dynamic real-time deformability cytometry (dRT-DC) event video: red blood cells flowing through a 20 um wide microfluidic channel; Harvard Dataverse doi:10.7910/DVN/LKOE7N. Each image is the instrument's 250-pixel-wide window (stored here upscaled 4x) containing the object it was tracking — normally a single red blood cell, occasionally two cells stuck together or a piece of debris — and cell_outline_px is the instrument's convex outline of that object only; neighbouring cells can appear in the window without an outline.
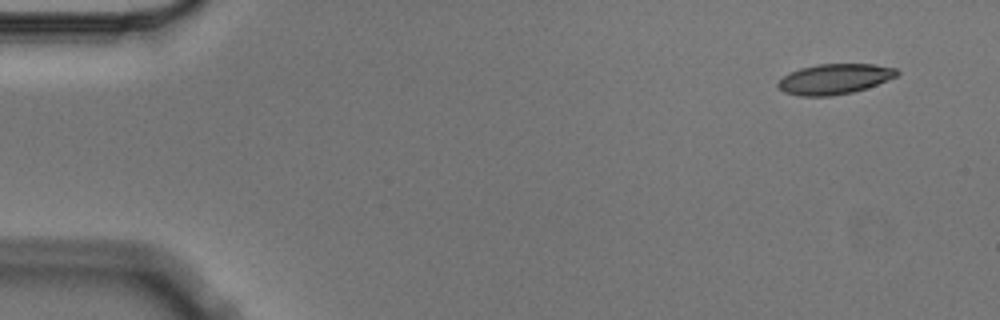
{"species": "Egyptian fruit bat (a non-hibernating species)", "species_latin": "Rousettus aegyptiacus", "temperature_condition": "cold", "stored_images_in_passage": 7, "camera_frame_rate_fps": 3000, "um_per_image_px": 0.085, "animal": {"sex": "male"}, "frame": {"image": 1, "passage_image": 1, "time_ms": 0.0, "image_size_px": [1000, 320], "cell_outline_px": [[900, 72], [896, 76], [876, 84], [852, 92], [832, 96], [800, 96], [784, 92], [776, 84], [784, 76], [800, 68], [816, 64], [872, 64], [896, 68]], "centroid_in_image_um": [70.92, 6.71], "position_along_channel_um": 14.1, "area_um2": 20.75}}
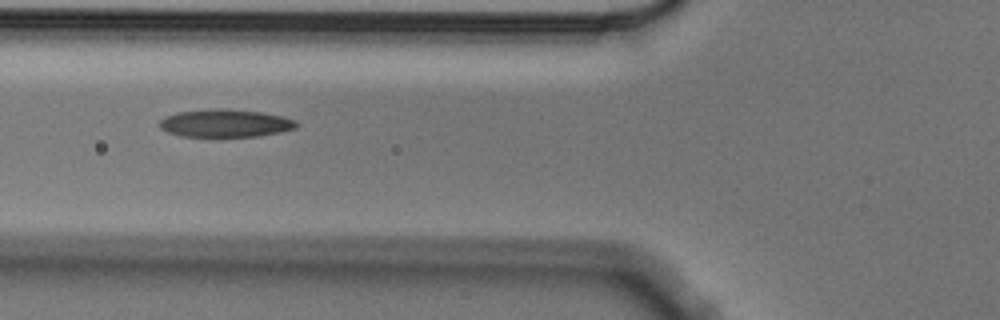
{"frame": {"image": 2, "passage_image": 6, "time_ms": 1.667, "image_size_px": [1000, 320], "cell_outline_px": [[300, 124], [296, 128], [280, 132], [256, 136], [184, 136], [168, 132], [160, 128], [160, 120], [164, 116], [176, 112], [212, 108], [228, 108], [264, 112], [284, 116], [296, 120]], "centroid_in_image_um": [19.18, 10.45], "position_along_channel_um": 106.6, "area_um2": 22.43}}
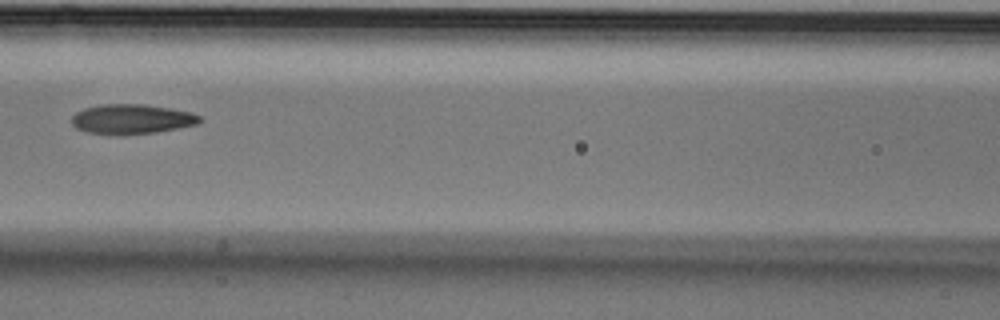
{"frame": {"image": 3, "passage_image": 7, "time_ms": 2.0, "image_size_px": [1000, 320], "cell_outline_px": [[200, 120], [196, 124], [156, 132], [124, 136], [120, 136], [84, 132], [76, 128], [72, 124], [72, 116], [76, 112], [84, 108], [100, 104], [144, 104], [192, 112], [200, 116]], "centroid_in_image_um": [11.13, 10.14], "position_along_channel_um": 155.5, "area_um2": 22.43}}